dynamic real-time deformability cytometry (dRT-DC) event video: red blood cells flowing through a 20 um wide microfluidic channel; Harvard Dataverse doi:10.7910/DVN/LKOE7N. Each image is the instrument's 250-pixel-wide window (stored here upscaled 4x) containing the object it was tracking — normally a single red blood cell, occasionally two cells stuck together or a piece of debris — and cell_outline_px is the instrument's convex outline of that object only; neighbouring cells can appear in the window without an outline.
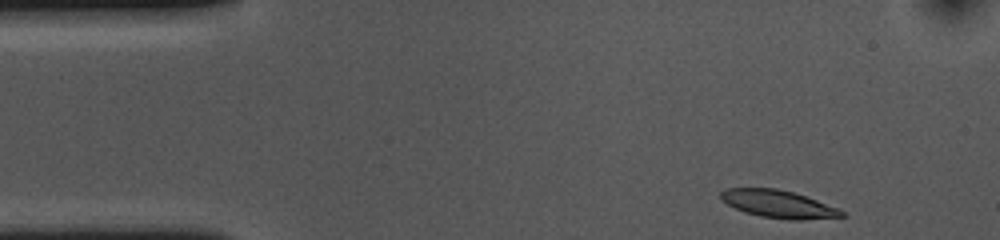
{"species": "common noctule bat (a hibernating species)", "species_latin": "Nyctalus noctula", "temperature_condition": "cold", "stored_images_in_passage": 41, "camera_frame_rate_fps": 3000, "um_per_image_px": 0.085, "animal": {"sex": "female", "body_mass_g": 10.0, "forearm_length_mm": 53.1}, "frame": {"image": 1, "passage_image": 1, "time_ms": 0.0, "image_size_px": [1000, 240], "cell_outline_px": [[848, 216], [800, 220], [788, 220], [760, 216], [744, 212], [720, 200], [720, 192], [724, 188], [776, 188], [792, 192], [840, 208]], "centroid_in_image_um": [66.16, 17.35], "position_along_channel_um": 18.8, "area_um2": 19.54}}
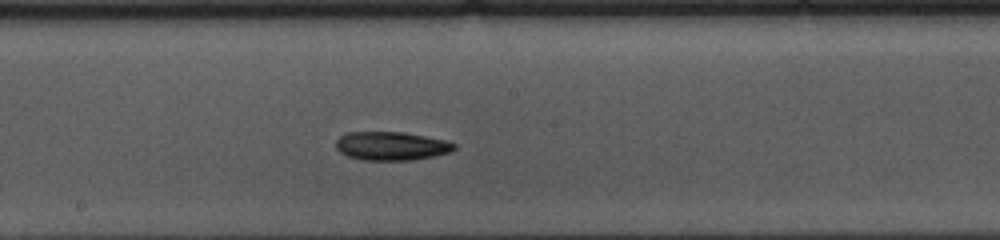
{"frame": {"image": 2, "passage_image": 23, "time_ms": 7.333, "image_size_px": [1000, 240], "cell_outline_px": [[456, 148], [452, 152], [436, 156], [412, 160], [360, 160], [348, 156], [340, 152], [336, 148], [336, 140], [340, 136], [348, 132], [404, 132], [444, 140], [456, 144]], "centroid_in_image_um": [33.27, 12.41], "position_along_channel_um": 214.9, "area_um2": 19.83}}
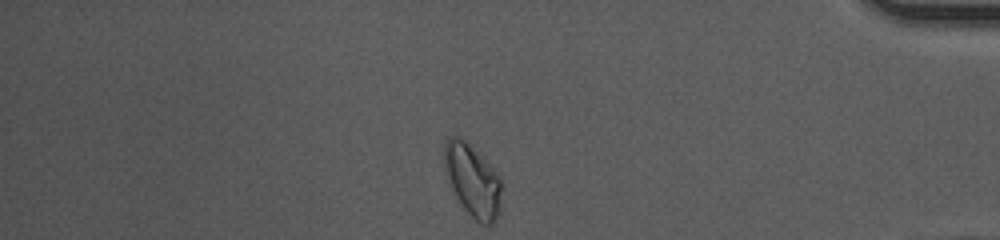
{"frame": {"image": 3, "passage_image": 41, "time_ms": 13.333, "image_size_px": [1000, 240], "cell_outline_px": [[500, 188], [496, 216], [492, 224], [484, 224], [476, 220], [464, 208], [456, 196], [452, 188], [444, 168], [444, 144], [448, 136], [460, 136], [500, 176]], "centroid_in_image_um": [40.11, 15.29], "position_along_channel_um": 395.1, "area_um2": 23.12}, "authors_computed_cell_mechanics": {"area_um2": 19.8832, "velocity_mm_per_s": 3.6234, "shape_relaxation_time_tau1_ms": 8.1908, "shape_relaxation_time_tau2_ms": null, "deformation_change_tau1": 0.1755, "deformation_change_tau2": null}}